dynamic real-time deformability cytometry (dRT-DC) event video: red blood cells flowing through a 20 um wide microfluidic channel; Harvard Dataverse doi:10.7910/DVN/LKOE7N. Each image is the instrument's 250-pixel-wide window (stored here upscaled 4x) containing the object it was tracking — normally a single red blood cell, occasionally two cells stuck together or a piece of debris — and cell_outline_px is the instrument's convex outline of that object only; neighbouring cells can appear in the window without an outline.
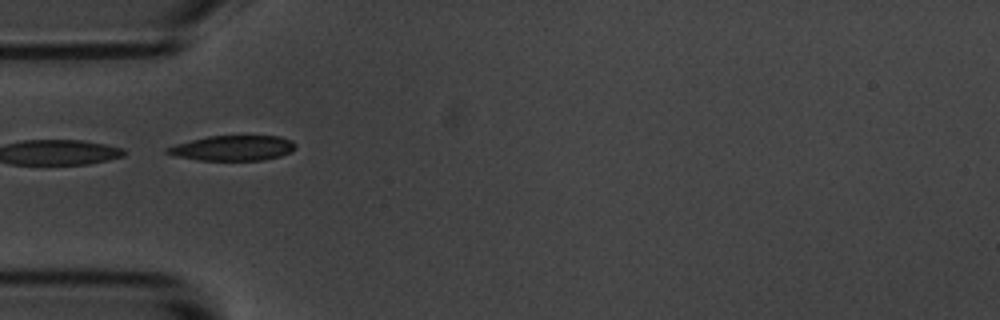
{"species": "common noctule bat (a hibernating species)", "species_latin": "Nyctalus noctula", "temperature_condition": "room temperature", "stored_images_in_passage": 7, "camera_frame_rate_fps": 3000, "um_per_image_px": 0.085, "animal": {"sex": "male", "body_mass_g": 20.1, "forearm_length_mm": 53.5}, "frame": {"image": 1, "passage_image": 2, "time_ms": 1.0, "image_size_px": [1000, 320], "cell_outline_px": [[296, 148], [292, 152], [280, 156], [264, 160], [200, 160], [176, 156], [164, 152], [164, 148], [176, 144], [208, 136], [280, 136], [292, 140], [296, 144]], "centroid_in_image_um": [19.82, 12.58], "position_along_channel_um": 65.2, "area_um2": 18.84}}
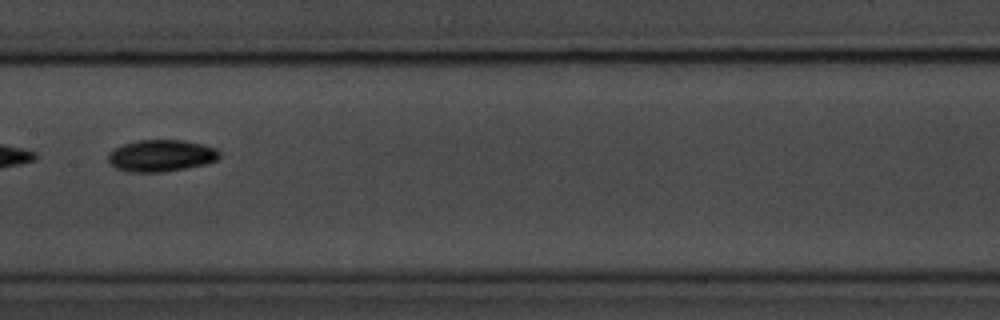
{"frame": {"image": 2, "passage_image": 5, "time_ms": 4.667, "image_size_px": [1000, 320], "cell_outline_px": [[220, 156], [216, 160], [204, 164], [164, 172], [128, 172], [116, 168], [108, 160], [108, 152], [124, 144], [140, 140], [184, 140], [204, 144], [216, 148], [220, 152]], "centroid_in_image_um": [13.71, 13.23], "position_along_channel_um": 193.7, "area_um2": 20.58}}
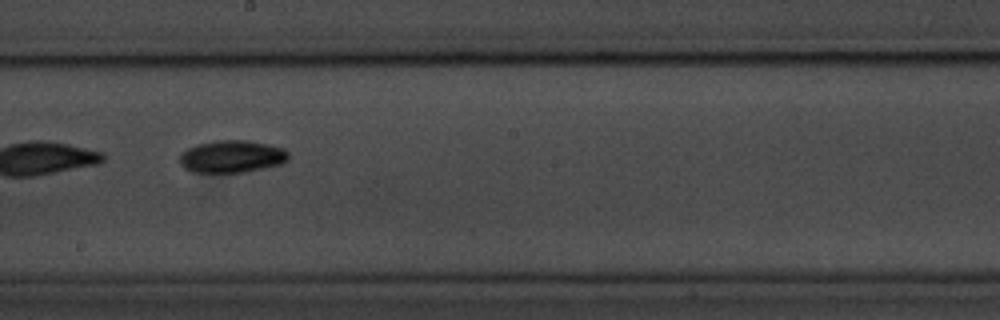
{"frame": {"image": 3, "passage_image": 6, "time_ms": 5.667, "image_size_px": [1000, 320], "cell_outline_px": [[288, 160], [280, 164], [264, 168], [244, 172], [192, 172], [184, 168], [180, 164], [180, 152], [196, 144], [216, 140], [248, 140], [268, 144], [284, 148], [288, 152]], "centroid_in_image_um": [19.69, 13.29], "position_along_channel_um": 228.5, "area_um2": 20.63}}